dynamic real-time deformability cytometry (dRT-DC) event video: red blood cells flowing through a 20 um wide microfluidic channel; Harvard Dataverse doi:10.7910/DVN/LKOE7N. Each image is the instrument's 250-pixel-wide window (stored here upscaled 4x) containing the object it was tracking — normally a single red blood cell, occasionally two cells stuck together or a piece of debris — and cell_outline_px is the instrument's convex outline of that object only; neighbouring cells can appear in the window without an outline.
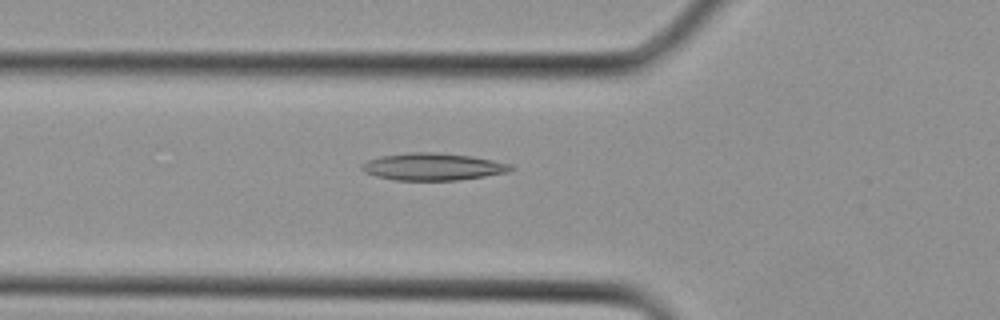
{"species": "Egyptian fruit bat (a non-hibernating species)", "species_latin": "Rousettus aegyptiacus", "temperature_condition": "cold", "stored_images_in_passage": 6, "camera_frame_rate_fps": 3000, "um_per_image_px": 0.085, "animal": {"sex": "female"}, "frame": {"image": 1, "passage_image": 6, "time_ms": 1.667, "image_size_px": [1000, 320], "cell_outline_px": [[516, 168], [508, 172], [460, 180], [396, 180], [376, 176], [364, 172], [360, 168], [360, 164], [368, 160], [380, 156], [408, 152], [432, 152], [472, 156], [512, 164]], "centroid_in_image_um": [36.79, 14.17], "position_along_channel_um": 89.0, "area_um2": 23.7}}